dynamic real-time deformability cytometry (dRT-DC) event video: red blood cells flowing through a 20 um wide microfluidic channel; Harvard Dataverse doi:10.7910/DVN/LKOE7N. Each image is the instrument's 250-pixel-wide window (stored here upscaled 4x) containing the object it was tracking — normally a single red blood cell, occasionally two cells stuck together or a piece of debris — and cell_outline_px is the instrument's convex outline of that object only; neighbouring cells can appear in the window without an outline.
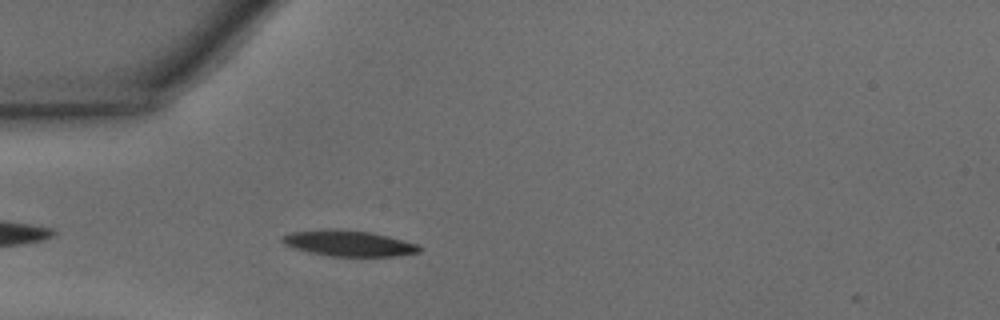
{"species": "common noctule bat (a hibernating species)", "species_latin": "Nyctalus noctula", "temperature_condition": "warm", "stored_images_in_passage": 17, "camera_frame_rate_fps": 3000, "um_per_image_px": 0.085, "animal": {"sex": "male", "body_mass_g": 15.6}, "frame": {"image": 1, "passage_image": 3, "time_ms": 0.667, "image_size_px": [1000, 320], "cell_outline_px": [[420, 252], [400, 256], [328, 256], [308, 252], [284, 244], [280, 240], [280, 236], [288, 232], [336, 228], [372, 232], [388, 236], [416, 244], [420, 248]], "centroid_in_image_um": [29.59, 20.67], "position_along_channel_um": 55.4, "area_um2": 20.75}}
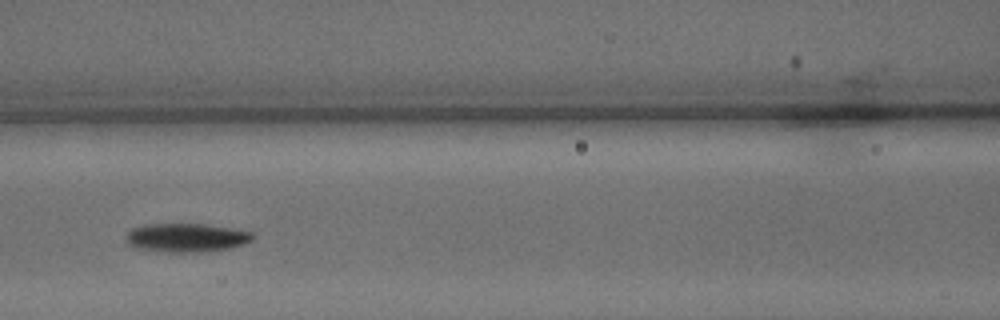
{"frame": {"image": 2, "passage_image": 10, "time_ms": 3.0, "image_size_px": [1000, 320], "cell_outline_px": [[252, 240], [244, 244], [232, 248], [200, 252], [160, 252], [132, 248], [128, 244], [128, 232], [132, 228], [148, 224], [204, 224], [252, 232]], "centroid_in_image_um": [15.81, 20.22], "position_along_channel_um": 150.8, "area_um2": 21.15}}
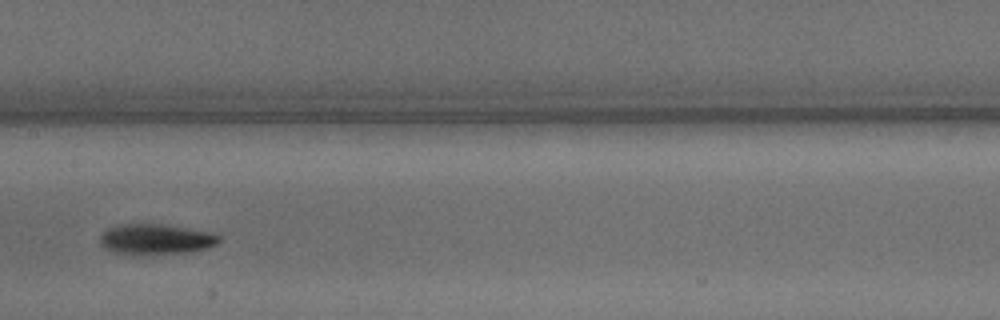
{"frame": {"image": 3, "passage_image": 13, "time_ms": 4.0, "image_size_px": [1000, 320], "cell_outline_px": [[220, 240], [216, 244], [208, 248], [188, 252], [116, 252], [104, 248], [100, 244], [100, 236], [108, 228], [120, 224], [164, 224], [208, 232], [220, 236]], "centroid_in_image_um": [13.25, 20.29], "position_along_channel_um": 194.1, "area_um2": 20.23}}